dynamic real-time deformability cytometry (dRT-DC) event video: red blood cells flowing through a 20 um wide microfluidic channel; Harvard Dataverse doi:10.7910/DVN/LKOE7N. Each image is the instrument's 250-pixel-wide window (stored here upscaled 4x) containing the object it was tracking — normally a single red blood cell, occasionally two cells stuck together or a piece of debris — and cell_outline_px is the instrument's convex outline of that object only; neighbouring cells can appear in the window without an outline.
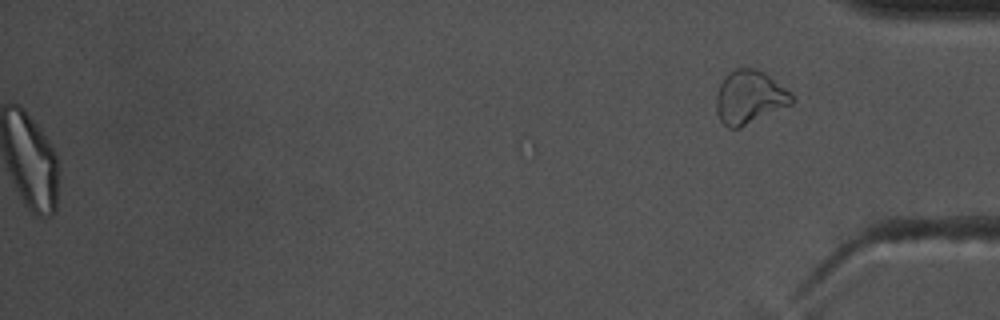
{"species": "common noctule bat (a hibernating species)", "species_latin": "Nyctalus noctula", "temperature_condition": "warm", "stored_images_in_passage": 48, "segment_of_instrument_passage": [2, 2], "camera_frame_rate_fps": 3000, "um_per_image_px": 0.085, "animal": {"sex": "male", "body_mass_g": 17.5, "forearm_length_mm": 52.3}, "frame": {"image": 1, "passage_image": 48, "time_ms": 15.667, "image_size_px": [1000, 320], "cell_outline_px": [[796, 100], [792, 104], [740, 128], [728, 128], [720, 120], [716, 112], [716, 96], [720, 84], [724, 76], [728, 72], [736, 68], [756, 68], [764, 72], [792, 92]], "centroid_in_image_um": [63.72, 8.26], "position_along_channel_um": 371.5, "area_um2": 23.81}}